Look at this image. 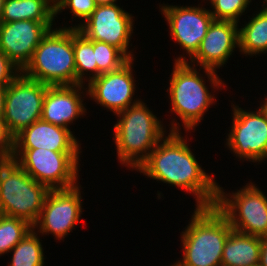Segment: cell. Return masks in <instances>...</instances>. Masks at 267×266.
Here are the masks:
<instances>
[{"mask_svg": "<svg viewBox=\"0 0 267 266\" xmlns=\"http://www.w3.org/2000/svg\"><path fill=\"white\" fill-rule=\"evenodd\" d=\"M222 189L218 186L215 207L227 218L232 229L247 235L266 236L267 197L263 191L253 183H247L232 195L225 194Z\"/></svg>", "mask_w": 267, "mask_h": 266, "instance_id": "ba28073f", "label": "cell"}, {"mask_svg": "<svg viewBox=\"0 0 267 266\" xmlns=\"http://www.w3.org/2000/svg\"><path fill=\"white\" fill-rule=\"evenodd\" d=\"M178 124L175 121L171 124L168 136L159 141L137 171L193 193L196 207L215 206L219 185L213 176L201 169L186 140L180 135Z\"/></svg>", "mask_w": 267, "mask_h": 266, "instance_id": "6da1fadb", "label": "cell"}, {"mask_svg": "<svg viewBox=\"0 0 267 266\" xmlns=\"http://www.w3.org/2000/svg\"><path fill=\"white\" fill-rule=\"evenodd\" d=\"M186 56L175 59L171 73L169 99L171 111L181 118L185 130L198 126L204 113L215 100L195 66L188 64Z\"/></svg>", "mask_w": 267, "mask_h": 266, "instance_id": "8992f818", "label": "cell"}, {"mask_svg": "<svg viewBox=\"0 0 267 266\" xmlns=\"http://www.w3.org/2000/svg\"><path fill=\"white\" fill-rule=\"evenodd\" d=\"M239 28V51L243 54L267 53V6Z\"/></svg>", "mask_w": 267, "mask_h": 266, "instance_id": "44dd1931", "label": "cell"}, {"mask_svg": "<svg viewBox=\"0 0 267 266\" xmlns=\"http://www.w3.org/2000/svg\"><path fill=\"white\" fill-rule=\"evenodd\" d=\"M84 85H58L48 86L42 108L43 121L69 129L70 123L86 113L83 94Z\"/></svg>", "mask_w": 267, "mask_h": 266, "instance_id": "ac0fdd59", "label": "cell"}, {"mask_svg": "<svg viewBox=\"0 0 267 266\" xmlns=\"http://www.w3.org/2000/svg\"><path fill=\"white\" fill-rule=\"evenodd\" d=\"M21 72L8 57L0 51V86L10 84Z\"/></svg>", "mask_w": 267, "mask_h": 266, "instance_id": "83f0119b", "label": "cell"}, {"mask_svg": "<svg viewBox=\"0 0 267 266\" xmlns=\"http://www.w3.org/2000/svg\"><path fill=\"white\" fill-rule=\"evenodd\" d=\"M93 50L97 64V77L121 68L130 59L118 48L102 41L93 40Z\"/></svg>", "mask_w": 267, "mask_h": 266, "instance_id": "d4e9b609", "label": "cell"}, {"mask_svg": "<svg viewBox=\"0 0 267 266\" xmlns=\"http://www.w3.org/2000/svg\"><path fill=\"white\" fill-rule=\"evenodd\" d=\"M78 142L70 129L40 119L13 138V149L43 148L54 152H80Z\"/></svg>", "mask_w": 267, "mask_h": 266, "instance_id": "e0dca14e", "label": "cell"}, {"mask_svg": "<svg viewBox=\"0 0 267 266\" xmlns=\"http://www.w3.org/2000/svg\"><path fill=\"white\" fill-rule=\"evenodd\" d=\"M213 11L210 10L214 20L239 22V18L246 11L250 0H209Z\"/></svg>", "mask_w": 267, "mask_h": 266, "instance_id": "484cf974", "label": "cell"}, {"mask_svg": "<svg viewBox=\"0 0 267 266\" xmlns=\"http://www.w3.org/2000/svg\"><path fill=\"white\" fill-rule=\"evenodd\" d=\"M48 86L27 78L21 72L7 85L2 123L12 138L41 119Z\"/></svg>", "mask_w": 267, "mask_h": 266, "instance_id": "9c48e42d", "label": "cell"}, {"mask_svg": "<svg viewBox=\"0 0 267 266\" xmlns=\"http://www.w3.org/2000/svg\"><path fill=\"white\" fill-rule=\"evenodd\" d=\"M13 155V138L0 122V162L11 160Z\"/></svg>", "mask_w": 267, "mask_h": 266, "instance_id": "f1b7e54d", "label": "cell"}, {"mask_svg": "<svg viewBox=\"0 0 267 266\" xmlns=\"http://www.w3.org/2000/svg\"><path fill=\"white\" fill-rule=\"evenodd\" d=\"M79 154L43 148L13 149L12 159L34 180L56 190L77 186Z\"/></svg>", "mask_w": 267, "mask_h": 266, "instance_id": "52a82bcc", "label": "cell"}, {"mask_svg": "<svg viewBox=\"0 0 267 266\" xmlns=\"http://www.w3.org/2000/svg\"><path fill=\"white\" fill-rule=\"evenodd\" d=\"M238 27V23L232 21L213 20L201 41L199 50L190 59L189 64L197 66L199 63V66L203 67L214 89L224 86L216 74V68L226 64L235 47H239Z\"/></svg>", "mask_w": 267, "mask_h": 266, "instance_id": "8fae6325", "label": "cell"}, {"mask_svg": "<svg viewBox=\"0 0 267 266\" xmlns=\"http://www.w3.org/2000/svg\"><path fill=\"white\" fill-rule=\"evenodd\" d=\"M50 28L44 22H0V51L22 71Z\"/></svg>", "mask_w": 267, "mask_h": 266, "instance_id": "2e32d148", "label": "cell"}, {"mask_svg": "<svg viewBox=\"0 0 267 266\" xmlns=\"http://www.w3.org/2000/svg\"><path fill=\"white\" fill-rule=\"evenodd\" d=\"M21 73L49 86L76 85L73 27L50 29Z\"/></svg>", "mask_w": 267, "mask_h": 266, "instance_id": "277c9868", "label": "cell"}, {"mask_svg": "<svg viewBox=\"0 0 267 266\" xmlns=\"http://www.w3.org/2000/svg\"><path fill=\"white\" fill-rule=\"evenodd\" d=\"M160 10L169 24L171 37L186 50L191 59L214 20L210 10L199 6L176 5H164Z\"/></svg>", "mask_w": 267, "mask_h": 266, "instance_id": "5bb4252c", "label": "cell"}, {"mask_svg": "<svg viewBox=\"0 0 267 266\" xmlns=\"http://www.w3.org/2000/svg\"><path fill=\"white\" fill-rule=\"evenodd\" d=\"M4 1L5 0H0V19H1L2 14H3Z\"/></svg>", "mask_w": 267, "mask_h": 266, "instance_id": "836d02e7", "label": "cell"}, {"mask_svg": "<svg viewBox=\"0 0 267 266\" xmlns=\"http://www.w3.org/2000/svg\"><path fill=\"white\" fill-rule=\"evenodd\" d=\"M49 189L13 159L0 162V214L37 222Z\"/></svg>", "mask_w": 267, "mask_h": 266, "instance_id": "5b68a950", "label": "cell"}, {"mask_svg": "<svg viewBox=\"0 0 267 266\" xmlns=\"http://www.w3.org/2000/svg\"><path fill=\"white\" fill-rule=\"evenodd\" d=\"M96 6L95 0H56L55 15L69 8L75 17L85 21L92 15Z\"/></svg>", "mask_w": 267, "mask_h": 266, "instance_id": "4316f807", "label": "cell"}, {"mask_svg": "<svg viewBox=\"0 0 267 266\" xmlns=\"http://www.w3.org/2000/svg\"><path fill=\"white\" fill-rule=\"evenodd\" d=\"M232 227L215 207H196L182 232V261L171 266H221L223 249Z\"/></svg>", "mask_w": 267, "mask_h": 266, "instance_id": "7a4b0ae2", "label": "cell"}, {"mask_svg": "<svg viewBox=\"0 0 267 266\" xmlns=\"http://www.w3.org/2000/svg\"><path fill=\"white\" fill-rule=\"evenodd\" d=\"M260 237L232 230L226 239L221 266L259 265Z\"/></svg>", "mask_w": 267, "mask_h": 266, "instance_id": "d6986e66", "label": "cell"}, {"mask_svg": "<svg viewBox=\"0 0 267 266\" xmlns=\"http://www.w3.org/2000/svg\"><path fill=\"white\" fill-rule=\"evenodd\" d=\"M116 115L119 120L113 127L117 157L121 164L137 170L165 136L164 127L141 100Z\"/></svg>", "mask_w": 267, "mask_h": 266, "instance_id": "3957f363", "label": "cell"}, {"mask_svg": "<svg viewBox=\"0 0 267 266\" xmlns=\"http://www.w3.org/2000/svg\"><path fill=\"white\" fill-rule=\"evenodd\" d=\"M32 229L10 252L9 266H43L44 253L37 232Z\"/></svg>", "mask_w": 267, "mask_h": 266, "instance_id": "603a6c76", "label": "cell"}, {"mask_svg": "<svg viewBox=\"0 0 267 266\" xmlns=\"http://www.w3.org/2000/svg\"><path fill=\"white\" fill-rule=\"evenodd\" d=\"M32 229L24 219L0 214V256L9 253Z\"/></svg>", "mask_w": 267, "mask_h": 266, "instance_id": "cb8c5ba5", "label": "cell"}, {"mask_svg": "<svg viewBox=\"0 0 267 266\" xmlns=\"http://www.w3.org/2000/svg\"><path fill=\"white\" fill-rule=\"evenodd\" d=\"M263 101L265 102L264 104H262V106L259 109L267 118V96H266V99H264Z\"/></svg>", "mask_w": 267, "mask_h": 266, "instance_id": "d6a6232c", "label": "cell"}, {"mask_svg": "<svg viewBox=\"0 0 267 266\" xmlns=\"http://www.w3.org/2000/svg\"><path fill=\"white\" fill-rule=\"evenodd\" d=\"M55 16L53 0H5L0 22L32 20L44 22L53 29Z\"/></svg>", "mask_w": 267, "mask_h": 266, "instance_id": "ffe728a7", "label": "cell"}, {"mask_svg": "<svg viewBox=\"0 0 267 266\" xmlns=\"http://www.w3.org/2000/svg\"><path fill=\"white\" fill-rule=\"evenodd\" d=\"M259 266H267V235L260 237Z\"/></svg>", "mask_w": 267, "mask_h": 266, "instance_id": "f546056e", "label": "cell"}, {"mask_svg": "<svg viewBox=\"0 0 267 266\" xmlns=\"http://www.w3.org/2000/svg\"><path fill=\"white\" fill-rule=\"evenodd\" d=\"M133 61L134 59H130L118 70L103 73L91 80L86 95L115 115L138 103V99L132 102L136 89L131 65Z\"/></svg>", "mask_w": 267, "mask_h": 266, "instance_id": "9a60e30c", "label": "cell"}, {"mask_svg": "<svg viewBox=\"0 0 267 266\" xmlns=\"http://www.w3.org/2000/svg\"><path fill=\"white\" fill-rule=\"evenodd\" d=\"M117 0H95L97 5H102V4H116Z\"/></svg>", "mask_w": 267, "mask_h": 266, "instance_id": "1f68e13d", "label": "cell"}, {"mask_svg": "<svg viewBox=\"0 0 267 266\" xmlns=\"http://www.w3.org/2000/svg\"><path fill=\"white\" fill-rule=\"evenodd\" d=\"M250 2H252V1L250 0ZM263 4H264L263 6H265V4L267 6V0H264Z\"/></svg>", "mask_w": 267, "mask_h": 266, "instance_id": "e575fe53", "label": "cell"}, {"mask_svg": "<svg viewBox=\"0 0 267 266\" xmlns=\"http://www.w3.org/2000/svg\"><path fill=\"white\" fill-rule=\"evenodd\" d=\"M79 187L81 186L49 190L33 229L37 227L39 233L43 235L51 233L55 239L63 240L74 229L82 214Z\"/></svg>", "mask_w": 267, "mask_h": 266, "instance_id": "4fadbf2b", "label": "cell"}, {"mask_svg": "<svg viewBox=\"0 0 267 266\" xmlns=\"http://www.w3.org/2000/svg\"><path fill=\"white\" fill-rule=\"evenodd\" d=\"M73 49L76 70V84L83 85V82H85L84 76L85 74L88 75V72L89 74L92 73L89 75L88 83L97 78V64L93 50V40L87 39L81 32L78 31L77 28L74 27Z\"/></svg>", "mask_w": 267, "mask_h": 266, "instance_id": "7402d4cb", "label": "cell"}, {"mask_svg": "<svg viewBox=\"0 0 267 266\" xmlns=\"http://www.w3.org/2000/svg\"><path fill=\"white\" fill-rule=\"evenodd\" d=\"M7 86H0V122L4 115Z\"/></svg>", "mask_w": 267, "mask_h": 266, "instance_id": "4dcf8cb0", "label": "cell"}, {"mask_svg": "<svg viewBox=\"0 0 267 266\" xmlns=\"http://www.w3.org/2000/svg\"><path fill=\"white\" fill-rule=\"evenodd\" d=\"M232 129L228 134V148L236 157L252 162H262L267 158V118L259 110H243L232 107Z\"/></svg>", "mask_w": 267, "mask_h": 266, "instance_id": "7c38bea8", "label": "cell"}, {"mask_svg": "<svg viewBox=\"0 0 267 266\" xmlns=\"http://www.w3.org/2000/svg\"><path fill=\"white\" fill-rule=\"evenodd\" d=\"M133 17L117 4L97 5L92 15L74 26L87 39L102 41L120 49L129 59L133 54L128 51L133 33Z\"/></svg>", "mask_w": 267, "mask_h": 266, "instance_id": "30bf717a", "label": "cell"}]
</instances>
